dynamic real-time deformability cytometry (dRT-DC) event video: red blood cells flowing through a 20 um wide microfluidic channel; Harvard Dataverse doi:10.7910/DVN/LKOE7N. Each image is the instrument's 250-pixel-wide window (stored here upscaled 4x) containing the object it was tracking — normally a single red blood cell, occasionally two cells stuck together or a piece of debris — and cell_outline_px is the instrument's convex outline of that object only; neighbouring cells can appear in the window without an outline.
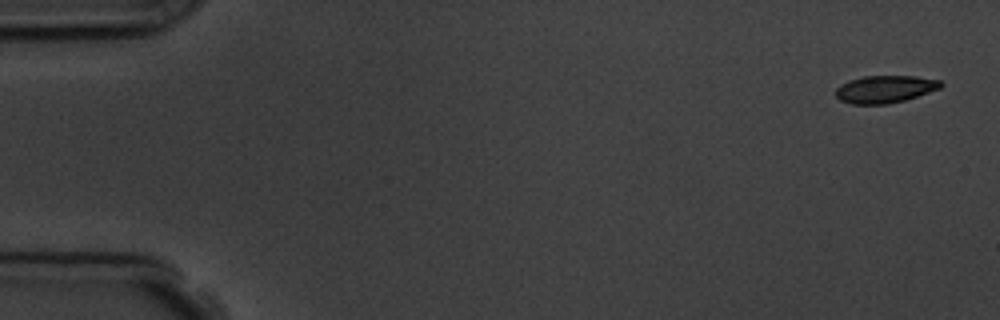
{"species": "common noctule bat (a hibernating species)", "species_latin": "Nyctalus noctula", "temperature_condition": "room temperature", "stored_images_in_passage": 5, "camera_frame_rate_fps": 3000, "um_per_image_px": 0.085, "animal": {"sex": "male", "body_mass_g": 19.5, "forearm_length_mm": 54.6}, "frame": {"image": 1, "passage_image": 1, "time_ms": 0.0, "image_size_px": [1000, 320], "cell_outline_px": [[944, 84], [940, 88], [904, 100], [888, 104], [852, 104], [840, 100], [836, 96], [836, 88], [848, 80], [864, 76], [916, 76], [940, 80]], "centroid_in_image_um": [75.21, 7.57], "position_along_channel_um": 9.8, "area_um2": 16.7}}
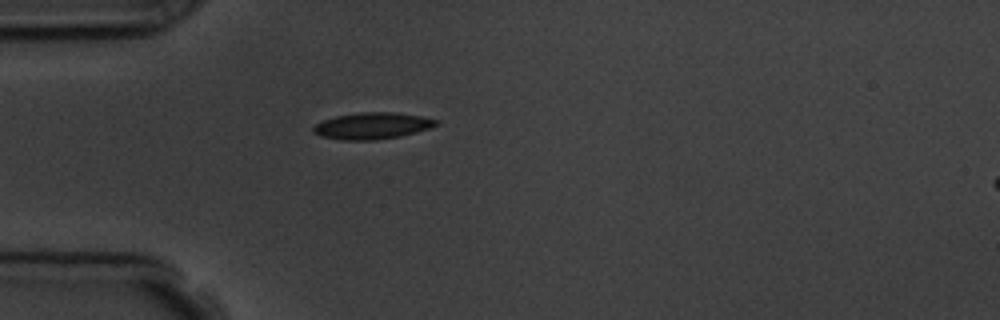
{"frame": {"image": 2, "passage_image": 5, "time_ms": 4.667, "image_size_px": [1000, 320], "cell_outline_px": [[440, 124], [416, 132], [400, 136], [372, 140], [344, 140], [320, 136], [312, 132], [312, 128], [316, 124], [324, 120], [336, 116], [360, 112], [396, 112], [420, 116], [440, 120]], "centroid_in_image_um": [31.65, 10.69], "position_along_channel_um": 53.4, "area_um2": 18.96}}